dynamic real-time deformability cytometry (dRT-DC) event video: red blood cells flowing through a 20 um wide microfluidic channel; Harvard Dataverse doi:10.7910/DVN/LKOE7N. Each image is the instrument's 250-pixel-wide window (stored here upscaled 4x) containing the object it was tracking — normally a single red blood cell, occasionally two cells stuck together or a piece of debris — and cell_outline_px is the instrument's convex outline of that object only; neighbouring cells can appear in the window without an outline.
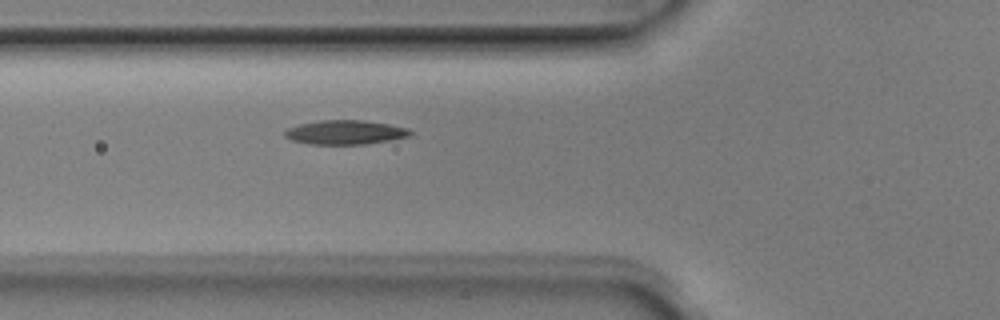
{"species": "Egyptian fruit bat (a non-hibernating species)", "species_latin": "Rousettus aegyptiacus", "temperature_condition": "room temperature", "stored_images_in_passage": 2, "camera_frame_rate_fps": 3000, "um_per_image_px": 0.085, "animal": {"sex": "male"}, "frame": {"image": 1, "passage_image": 2, "time_ms": 0.333, "image_size_px": [1000, 320], "cell_outline_px": [[412, 136], [364, 144], [308, 144], [292, 140], [284, 136], [284, 132], [288, 128], [300, 124], [320, 120], [364, 120], [388, 124], [408, 128], [412, 132]], "centroid_in_image_um": [29.34, 11.24], "position_along_channel_um": 96.5, "area_um2": 17.63}}